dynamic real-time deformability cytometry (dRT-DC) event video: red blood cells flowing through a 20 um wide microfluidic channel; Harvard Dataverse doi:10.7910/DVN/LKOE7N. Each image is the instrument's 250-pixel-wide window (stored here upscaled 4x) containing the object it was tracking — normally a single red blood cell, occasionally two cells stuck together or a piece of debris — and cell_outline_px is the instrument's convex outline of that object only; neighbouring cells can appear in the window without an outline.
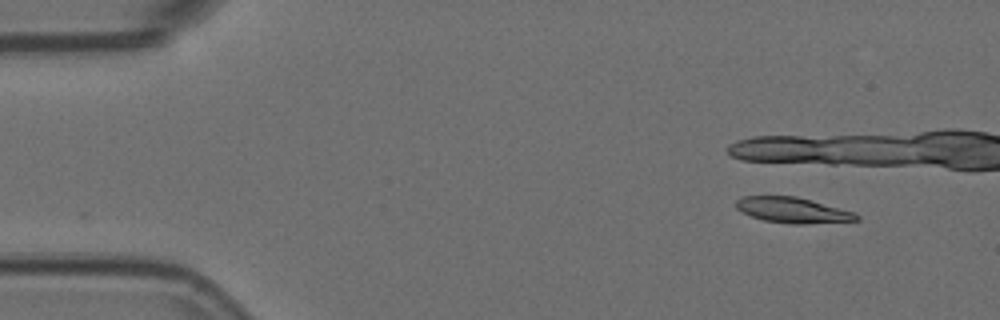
{"species": "Egyptian fruit bat (a non-hibernating species)", "species_latin": "Rousettus aegyptiacus", "temperature_condition": "room temperature", "stored_images_in_passage": 6, "camera_frame_rate_fps": 3000, "um_per_image_px": 0.085, "animal": {"sex": "female"}, "frame": {"image": 1, "passage_image": 1, "time_ms": 0.0, "image_size_px": [1000, 320], "cell_outline_px": [[860, 220], [804, 224], [792, 224], [764, 220], [740, 212], [736, 208], [736, 200], [744, 196], [796, 196], [852, 212], [860, 216]], "centroid_in_image_um": [67.34, 17.86], "position_along_channel_um": 17.7, "area_um2": 17.69}}